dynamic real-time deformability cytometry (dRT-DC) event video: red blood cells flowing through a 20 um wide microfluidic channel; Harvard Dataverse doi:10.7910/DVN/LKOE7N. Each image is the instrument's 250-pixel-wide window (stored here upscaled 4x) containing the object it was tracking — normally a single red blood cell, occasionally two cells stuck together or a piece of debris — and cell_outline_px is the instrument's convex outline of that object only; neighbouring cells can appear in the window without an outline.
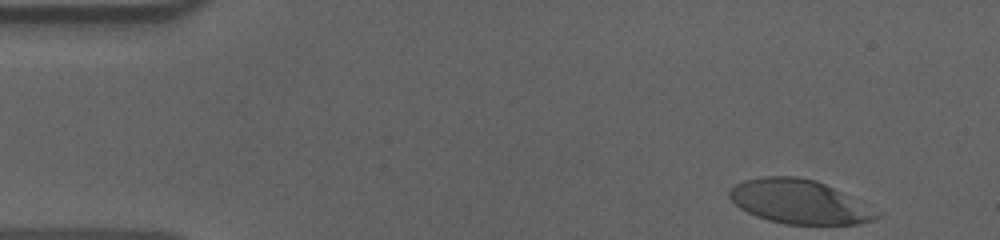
{"species": "human", "species_latin": "Homo sapiens", "temperature_condition": "cold", "stored_images_in_passage": 43, "camera_frame_rate_fps": 3000, "um_per_image_px": 0.085, "donor": {"sex": "male"}, "frame": {"image": 1, "passage_image": 1, "time_ms": 0.0, "image_size_px": [1000, 240], "cell_outline_px": [[884, 212], [880, 216], [872, 220], [860, 224], [784, 224], [768, 220], [756, 216], [740, 208], [728, 196], [728, 192], [736, 184], [744, 180], [760, 176], [796, 176], [816, 180], [872, 204]], "centroid_in_image_um": [68.04, 17.14], "position_along_channel_um": 17.0, "area_um2": 38.44}}
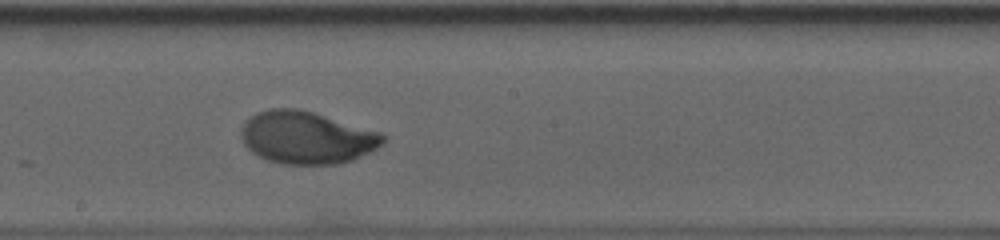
{"frame": {"image": 2, "passage_image": 27, "time_ms": 8.667, "image_size_px": [1000, 240], "cell_outline_px": [[384, 140], [376, 148], [352, 160], [336, 164], [280, 164], [268, 160], [252, 152], [244, 144], [240, 136], [240, 128], [244, 120], [256, 112], [268, 108], [296, 108], [312, 112], [384, 132]], "centroid_in_image_um": [26.02, 11.68], "position_along_channel_um": 222.2, "area_um2": 43.58}}
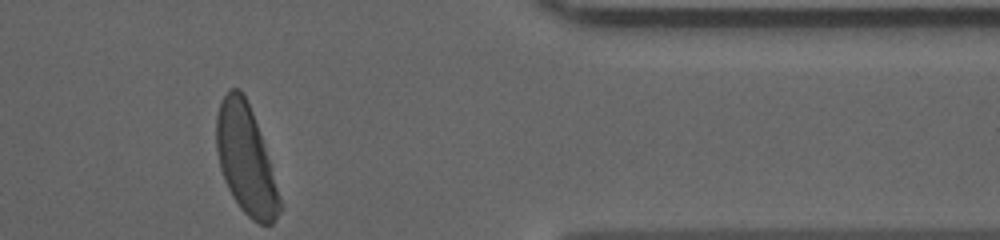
{"frame": {"image": 3, "passage_image": 43, "time_ms": 14.0, "image_size_px": [1000, 240], "cell_outline_px": [[284, 208], [272, 224], [260, 224], [252, 220], [240, 208], [232, 196], [224, 180], [220, 168], [216, 148], [216, 116], [220, 100], [232, 88], [240, 88], [252, 112]], "centroid_in_image_um": [20.87, 13.61], "position_along_channel_um": 390.5, "area_um2": 39.65}, "authors_computed_cell_mechanics": {"area_um2": 42.194, "velocity_mm_per_s": 3.5829, "shape_relaxation_time_tau1_ms": 3.3755, "shape_relaxation_time_tau2_ms": null, "deformation_change_tau1": 0.1658, "deformation_change_tau2": null}}